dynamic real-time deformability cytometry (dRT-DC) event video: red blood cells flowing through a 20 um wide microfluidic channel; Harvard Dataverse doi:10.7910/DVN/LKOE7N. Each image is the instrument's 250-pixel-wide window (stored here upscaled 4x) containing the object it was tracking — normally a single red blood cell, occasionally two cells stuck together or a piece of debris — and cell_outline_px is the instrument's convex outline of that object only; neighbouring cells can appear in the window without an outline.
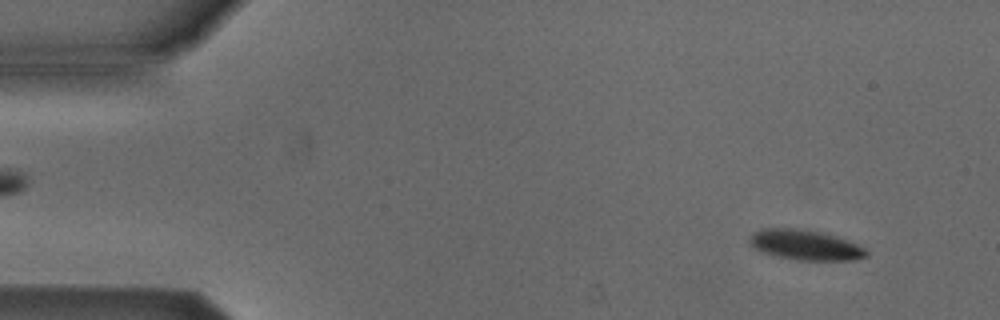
{"species": "Egyptian fruit bat (a non-hibernating species)", "species_latin": "Rousettus aegyptiacus", "temperature_condition": "cold", "stored_images_in_passage": 53, "camera_frame_rate_fps": 3000, "um_per_image_px": 0.085, "animal": {"sex": "male"}, "frame": {"image": 1, "passage_image": 5, "time_ms": 1.333, "image_size_px": [1000, 320], "cell_outline_px": [[868, 256], [856, 260], [796, 260], [772, 256], [760, 252], [752, 248], [748, 244], [748, 236], [752, 232], [760, 228], [796, 228], [820, 232], [836, 236], [856, 244], [864, 248], [868, 252]], "centroid_in_image_um": [68.34, 20.83], "position_along_channel_um": 16.7, "area_um2": 20.98}}
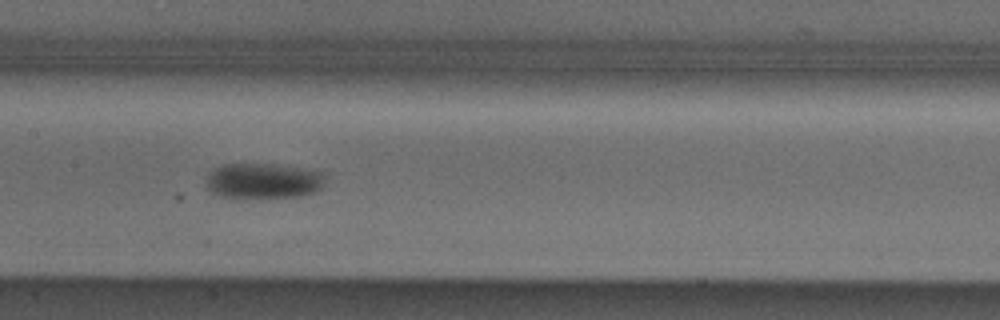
{"frame": {"image": 2, "passage_image": 26, "time_ms": 8.333, "image_size_px": [1000, 320], "cell_outline_px": [[324, 184], [316, 192], [300, 196], [220, 196], [204, 188], [204, 184], [208, 176], [216, 168], [224, 164], [272, 164], [300, 168], [324, 172]], "centroid_in_image_um": [22.38, 15.35], "position_along_channel_um": 185.0, "area_um2": 24.1}}
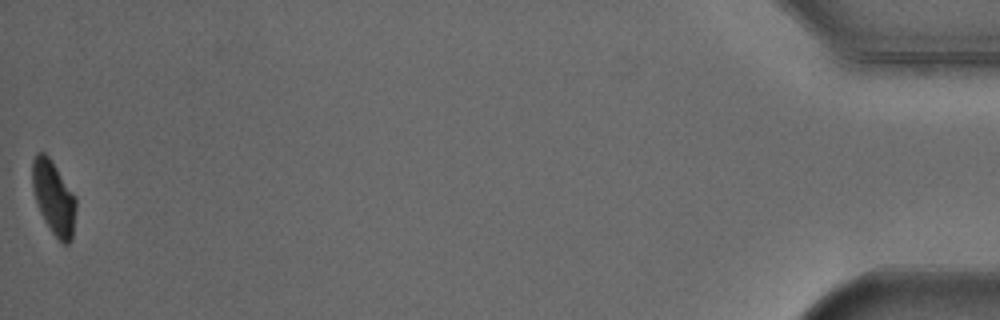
{"frame": {"image": 3, "passage_image": 53, "time_ms": 17.333, "image_size_px": [1000, 320], "cell_outline_px": [[76, 208], [72, 240], [68, 244], [64, 244], [52, 232], [44, 220], [40, 212], [36, 200], [32, 184], [32, 160], [36, 152], [44, 152], [48, 156], [76, 196]], "centroid_in_image_um": [4.57, 16.79], "position_along_channel_um": 430.6, "area_um2": 18.61}, "authors_computed_cell_mechanics": {"area_um2": 22.0218, "velocity_mm_per_s": 3.87, "shape_relaxation_time_tau1_ms": 7.122, "shape_relaxation_time_tau2_ms": null, "deformation_change_tau1": 0.1366, "deformation_change_tau2": null}}